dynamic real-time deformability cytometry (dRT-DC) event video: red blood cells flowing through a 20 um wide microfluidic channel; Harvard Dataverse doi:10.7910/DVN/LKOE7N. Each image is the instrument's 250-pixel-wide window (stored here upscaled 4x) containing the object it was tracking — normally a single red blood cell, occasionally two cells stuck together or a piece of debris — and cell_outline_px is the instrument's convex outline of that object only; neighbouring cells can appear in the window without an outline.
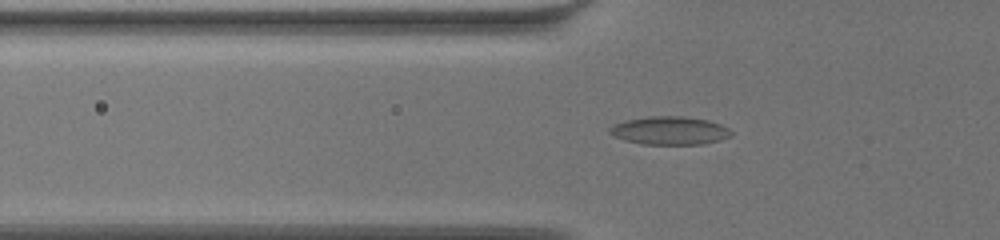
{"species": "common noctule bat (a hibernating species)", "species_latin": "Nyctalus noctula", "temperature_condition": "warm", "stored_images_in_passage": 38, "camera_frame_rate_fps": 3000, "um_per_image_px": 0.085, "animal": {"sex": "female", "body_mass_g": 19.5, "forearm_length_mm": 54.1}, "frame": {"image": 1, "passage_image": 2, "time_ms": 0.333, "image_size_px": [1000, 240], "cell_outline_px": [[732, 136], [720, 140], [704, 144], [644, 144], [624, 140], [612, 136], [608, 132], [608, 128], [616, 124], [628, 120], [648, 116], [684, 116], [708, 120], [720, 124], [728, 128], [732, 132]], "centroid_in_image_um": [56.93, 11.1], "position_along_channel_um": 68.9, "area_um2": 20.0}}
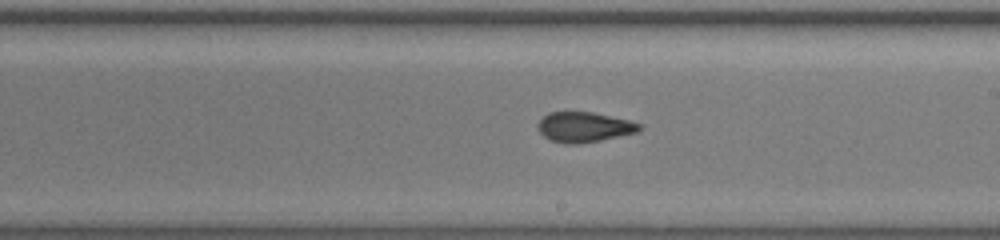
{"frame": {"image": 2, "passage_image": 17, "time_ms": 5.333, "image_size_px": [1000, 240], "cell_outline_px": [[640, 128], [636, 132], [600, 140], [580, 144], [564, 144], [552, 140], [544, 136], [536, 128], [536, 124], [548, 112], [592, 112], [628, 120], [640, 124]], "centroid_in_image_um": [49.59, 10.8], "position_along_channel_um": 239.4, "area_um2": 17.63}}
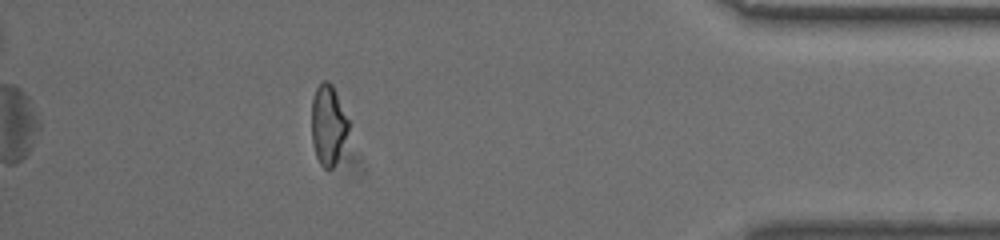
{"frame": {"image": 3, "passage_image": 35, "time_ms": 11.333, "image_size_px": [1000, 240], "cell_outline_px": [[348, 132], [336, 160], [332, 168], [324, 168], [320, 164], [316, 156], [312, 140], [312, 100], [316, 88], [324, 80], [328, 80], [332, 84], [348, 120]], "centroid_in_image_um": [27.87, 10.58], "position_along_channel_um": 407.3, "area_um2": 16.76}}